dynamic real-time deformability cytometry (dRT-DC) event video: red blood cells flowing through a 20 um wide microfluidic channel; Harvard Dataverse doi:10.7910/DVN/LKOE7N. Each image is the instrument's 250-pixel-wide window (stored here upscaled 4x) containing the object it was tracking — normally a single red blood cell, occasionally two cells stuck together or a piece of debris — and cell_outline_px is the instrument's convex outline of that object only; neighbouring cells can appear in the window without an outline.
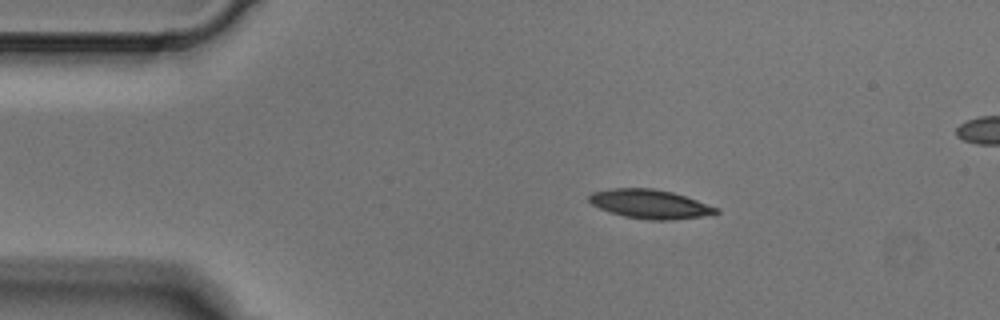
{"species": "Egyptian fruit bat (a non-hibernating species)", "species_latin": "Rousettus aegyptiacus", "temperature_condition": "cold", "stored_images_in_passage": 3, "camera_frame_rate_fps": 3000, "um_per_image_px": 0.085, "animal": {"sex": "male"}, "frame": {"image": 1, "passage_image": 1, "time_ms": 0.0, "image_size_px": [1000, 320], "cell_outline_px": [[720, 212], [700, 216], [672, 220], [648, 220], [624, 216], [600, 208], [592, 204], [588, 200], [588, 196], [592, 192], [608, 188], [652, 188], [672, 192], [720, 208]], "centroid_in_image_um": [55.23, 17.33], "position_along_channel_um": 29.8, "area_um2": 21.33}}